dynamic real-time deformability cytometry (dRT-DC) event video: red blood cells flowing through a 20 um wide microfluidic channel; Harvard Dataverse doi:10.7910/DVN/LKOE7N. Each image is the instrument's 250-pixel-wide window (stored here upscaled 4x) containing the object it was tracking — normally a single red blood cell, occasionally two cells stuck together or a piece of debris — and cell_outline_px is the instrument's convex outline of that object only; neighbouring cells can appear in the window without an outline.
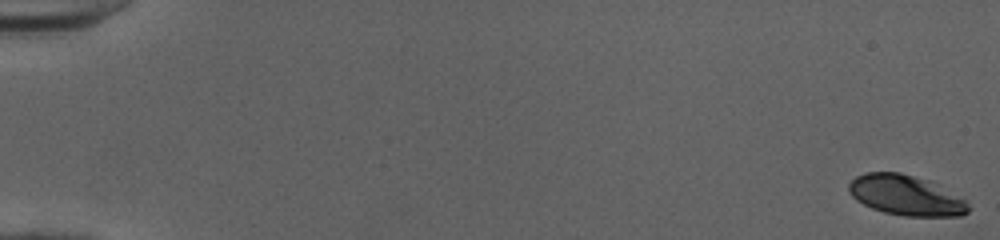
{"species": "human", "species_latin": "Homo sapiens", "temperature_condition": "cold", "stored_images_in_passage": 52, "camera_frame_rate_fps": 3000, "um_per_image_px": 0.085, "donor": {"sex": "female"}, "frame": {"image": 1, "passage_image": 1, "time_ms": 0.0, "image_size_px": [1000, 240], "cell_outline_px": [[972, 208], [968, 212], [960, 216], [904, 216], [884, 212], [872, 208], [856, 200], [848, 192], [848, 184], [856, 176], [864, 172], [900, 172], [928, 180], [964, 200]], "centroid_in_image_um": [76.96, 16.6], "position_along_channel_um": 8.0, "area_um2": 27.86}}
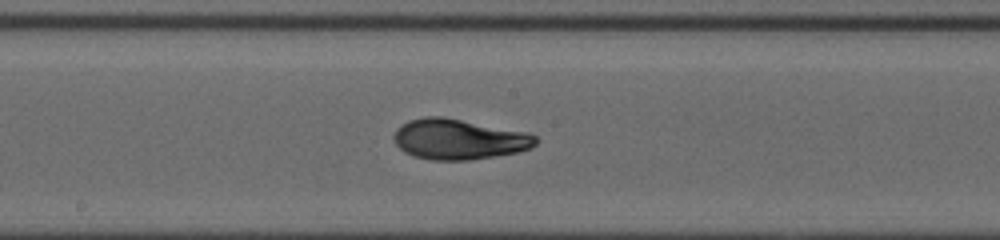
{"frame": {"image": 2, "passage_image": 30, "time_ms": 9.667, "image_size_px": [1000, 240], "cell_outline_px": [[536, 144], [532, 148], [520, 152], [468, 160], [432, 160], [412, 156], [404, 152], [396, 144], [392, 136], [396, 128], [408, 120], [424, 116], [444, 116], [528, 132], [536, 136]], "centroid_in_image_um": [38.99, 11.82], "position_along_channel_um": 209.2, "area_um2": 33.81}}
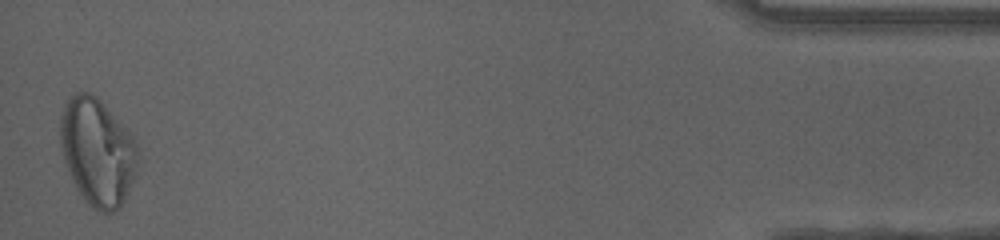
{"frame": {"image": 3, "passage_image": 52, "time_ms": 17.0, "image_size_px": [1000, 240], "cell_outline_px": [[140, 160], [136, 172], [124, 200], [112, 212], [100, 212], [92, 208], [84, 200], [76, 188], [72, 180], [64, 160], [60, 144], [60, 116], [64, 104], [68, 96], [76, 92], [88, 92], [96, 96], [100, 100], [132, 136], [140, 152]], "centroid_in_image_um": [8.27, 12.89], "position_along_channel_um": 426.9, "area_um2": 48.49}, "authors_computed_cell_mechanics": {"area_um2": 32.7148, "velocity_mm_per_s": 4.0297, "shape_relaxation_time_tau1_ms": 4.3859, "shape_relaxation_time_tau2_ms": 1.2511, "deformation_change_tau1": 0.1821, "deformation_change_tau2": 0.0472}}